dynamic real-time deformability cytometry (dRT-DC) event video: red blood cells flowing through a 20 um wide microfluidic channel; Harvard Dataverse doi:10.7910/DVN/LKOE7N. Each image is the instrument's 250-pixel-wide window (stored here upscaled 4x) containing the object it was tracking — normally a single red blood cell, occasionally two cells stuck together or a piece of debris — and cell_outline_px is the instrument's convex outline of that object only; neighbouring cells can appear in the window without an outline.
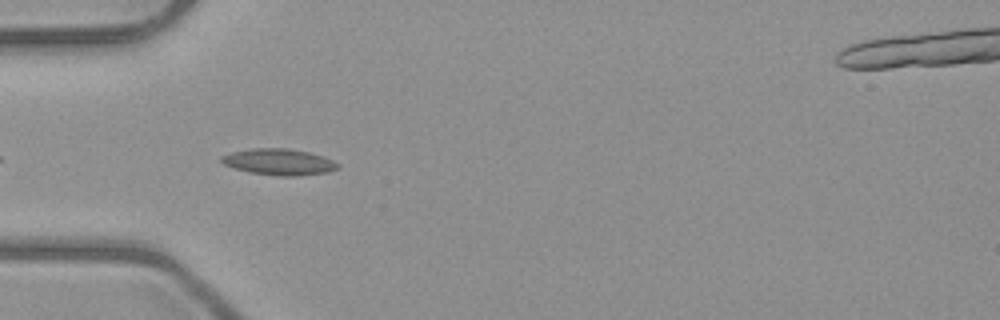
{"species": "common noctule bat (a hibernating species)", "species_latin": "Nyctalus noctula", "temperature_condition": "room temperature", "stored_images_in_passage": 6, "camera_frame_rate_fps": 3000, "um_per_image_px": 0.085, "animal": {"sex": "male", "body_mass_g": 23.1, "forearm_length_mm": 52.7}, "frame": {"image": 1, "passage_image": 5, "time_ms": 5.0, "image_size_px": [1000, 320], "cell_outline_px": [[340, 168], [328, 172], [296, 176], [276, 176], [248, 172], [224, 164], [220, 160], [220, 156], [232, 152], [252, 148], [288, 148], [308, 152], [324, 156], [340, 164]], "centroid_in_image_um": [23.73, 13.76], "position_along_channel_um": 61.3, "area_um2": 17.92}}